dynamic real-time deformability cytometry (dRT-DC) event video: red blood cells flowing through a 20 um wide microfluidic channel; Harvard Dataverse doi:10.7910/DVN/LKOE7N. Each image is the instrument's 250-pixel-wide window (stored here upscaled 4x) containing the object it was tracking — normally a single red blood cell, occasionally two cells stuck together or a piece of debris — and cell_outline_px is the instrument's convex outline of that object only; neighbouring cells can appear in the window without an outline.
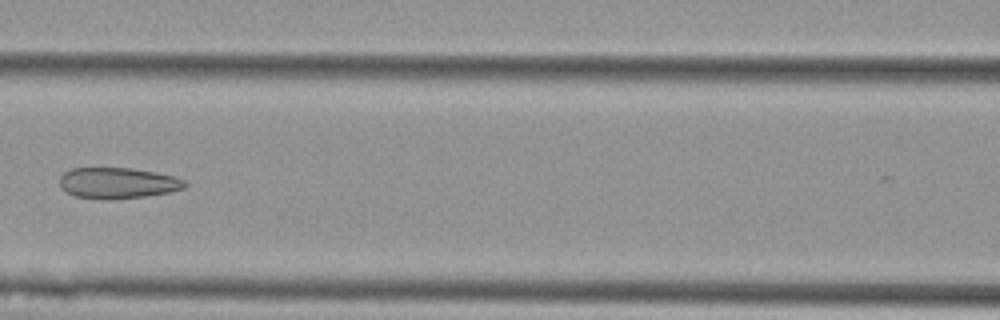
{"species": "Egyptian fruit bat (a non-hibernating species)", "species_latin": "Rousettus aegyptiacus", "temperature_condition": "cold", "stored_images_in_passage": 6, "camera_frame_rate_fps": 3000, "um_per_image_px": 0.085, "animal": {"sex": "female"}, "frame": {"image": 1, "passage_image": 6, "time_ms": 1.667, "image_size_px": [1000, 320], "cell_outline_px": [[188, 184], [184, 188], [168, 192], [144, 196], [108, 200], [104, 200], [76, 196], [60, 188], [60, 176], [64, 172], [72, 168], [132, 168], [156, 172], [176, 176], [184, 180]], "centroid_in_image_um": [10.01, 15.55], "position_along_channel_um": 156.6, "area_um2": 22.66}}